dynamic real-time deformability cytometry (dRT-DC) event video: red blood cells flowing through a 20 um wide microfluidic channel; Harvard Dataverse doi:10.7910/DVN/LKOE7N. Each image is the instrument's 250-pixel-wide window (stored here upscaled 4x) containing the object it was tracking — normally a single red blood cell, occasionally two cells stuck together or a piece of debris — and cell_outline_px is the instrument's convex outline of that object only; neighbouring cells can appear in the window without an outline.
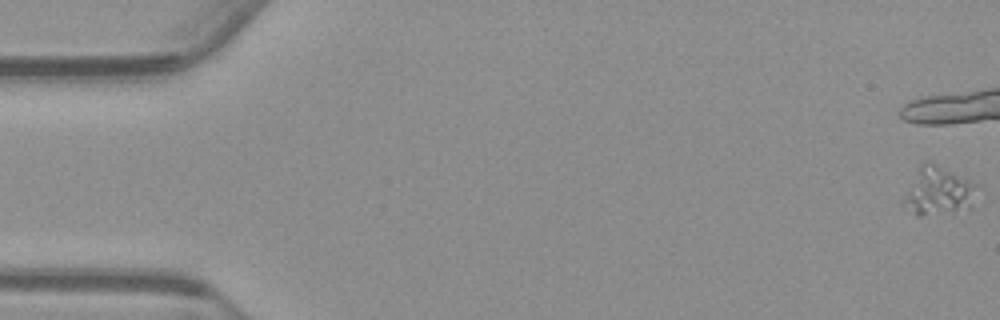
{"species": "common noctule bat (a hibernating species)", "species_latin": "Nyctalus noctula", "temperature_condition": "warm", "stored_images_in_passage": 11, "camera_frame_rate_fps": 3000, "um_per_image_px": 0.085, "animal": {"sex": "male", "body_mass_g": 23.1, "forearm_length_mm": 52.7}, "frame": {"image": 1, "passage_image": 1, "time_ms": 0.0, "image_size_px": [1000, 320], "cell_outline_px": [[984, 200], [972, 208], [952, 212], [920, 216], [916, 216], [900, 204], [920, 164], [924, 160], [928, 160], [980, 184]], "centroid_in_image_um": [79.92, 16.27], "position_along_channel_um": 5.1, "area_um2": 21.96}}